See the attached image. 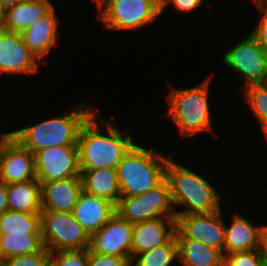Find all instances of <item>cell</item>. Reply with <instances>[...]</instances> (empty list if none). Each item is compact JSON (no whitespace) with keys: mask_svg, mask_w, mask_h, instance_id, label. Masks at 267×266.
Here are the masks:
<instances>
[{"mask_svg":"<svg viewBox=\"0 0 267 266\" xmlns=\"http://www.w3.org/2000/svg\"><path fill=\"white\" fill-rule=\"evenodd\" d=\"M256 9L262 13L258 24L250 32L267 53V0H252Z\"/></svg>","mask_w":267,"mask_h":266,"instance_id":"31","label":"cell"},{"mask_svg":"<svg viewBox=\"0 0 267 266\" xmlns=\"http://www.w3.org/2000/svg\"><path fill=\"white\" fill-rule=\"evenodd\" d=\"M172 156L167 160L166 179L175 215L208 214L221 210L222 194L209 179L172 160ZM178 205L185 209L178 210Z\"/></svg>","mask_w":267,"mask_h":266,"instance_id":"3","label":"cell"},{"mask_svg":"<svg viewBox=\"0 0 267 266\" xmlns=\"http://www.w3.org/2000/svg\"><path fill=\"white\" fill-rule=\"evenodd\" d=\"M41 234L40 214L7 210L0 216V235Z\"/></svg>","mask_w":267,"mask_h":266,"instance_id":"26","label":"cell"},{"mask_svg":"<svg viewBox=\"0 0 267 266\" xmlns=\"http://www.w3.org/2000/svg\"><path fill=\"white\" fill-rule=\"evenodd\" d=\"M9 210L7 202V184L0 181V216Z\"/></svg>","mask_w":267,"mask_h":266,"instance_id":"35","label":"cell"},{"mask_svg":"<svg viewBox=\"0 0 267 266\" xmlns=\"http://www.w3.org/2000/svg\"><path fill=\"white\" fill-rule=\"evenodd\" d=\"M222 209L208 214L176 216L175 238L194 239L219 250L224 256L225 224Z\"/></svg>","mask_w":267,"mask_h":266,"instance_id":"10","label":"cell"},{"mask_svg":"<svg viewBox=\"0 0 267 266\" xmlns=\"http://www.w3.org/2000/svg\"><path fill=\"white\" fill-rule=\"evenodd\" d=\"M7 202L9 210L40 214L41 183L34 179L7 184Z\"/></svg>","mask_w":267,"mask_h":266,"instance_id":"22","label":"cell"},{"mask_svg":"<svg viewBox=\"0 0 267 266\" xmlns=\"http://www.w3.org/2000/svg\"><path fill=\"white\" fill-rule=\"evenodd\" d=\"M36 179L35 157L9 134L0 142V181L15 184Z\"/></svg>","mask_w":267,"mask_h":266,"instance_id":"13","label":"cell"},{"mask_svg":"<svg viewBox=\"0 0 267 266\" xmlns=\"http://www.w3.org/2000/svg\"><path fill=\"white\" fill-rule=\"evenodd\" d=\"M55 5L30 27L20 33L24 44L41 61L56 47L59 36V19Z\"/></svg>","mask_w":267,"mask_h":266,"instance_id":"15","label":"cell"},{"mask_svg":"<svg viewBox=\"0 0 267 266\" xmlns=\"http://www.w3.org/2000/svg\"><path fill=\"white\" fill-rule=\"evenodd\" d=\"M259 251L264 260L265 266H267V225H261Z\"/></svg>","mask_w":267,"mask_h":266,"instance_id":"34","label":"cell"},{"mask_svg":"<svg viewBox=\"0 0 267 266\" xmlns=\"http://www.w3.org/2000/svg\"><path fill=\"white\" fill-rule=\"evenodd\" d=\"M22 1H25V0H0V13L3 10H5V9H7V8L19 3V2H22Z\"/></svg>","mask_w":267,"mask_h":266,"instance_id":"36","label":"cell"},{"mask_svg":"<svg viewBox=\"0 0 267 266\" xmlns=\"http://www.w3.org/2000/svg\"><path fill=\"white\" fill-rule=\"evenodd\" d=\"M46 266H53V265H52L51 262L49 261V263H48Z\"/></svg>","mask_w":267,"mask_h":266,"instance_id":"39","label":"cell"},{"mask_svg":"<svg viewBox=\"0 0 267 266\" xmlns=\"http://www.w3.org/2000/svg\"><path fill=\"white\" fill-rule=\"evenodd\" d=\"M116 212L132 224L159 218H176L168 180L165 178L143 194L121 197Z\"/></svg>","mask_w":267,"mask_h":266,"instance_id":"8","label":"cell"},{"mask_svg":"<svg viewBox=\"0 0 267 266\" xmlns=\"http://www.w3.org/2000/svg\"><path fill=\"white\" fill-rule=\"evenodd\" d=\"M178 260V246L175 233L162 245L136 253L130 262V266H174Z\"/></svg>","mask_w":267,"mask_h":266,"instance_id":"25","label":"cell"},{"mask_svg":"<svg viewBox=\"0 0 267 266\" xmlns=\"http://www.w3.org/2000/svg\"><path fill=\"white\" fill-rule=\"evenodd\" d=\"M84 103L72 106L60 116L34 125L25 124L18 130L8 131V134L33 154L47 147L77 145L81 127L97 111Z\"/></svg>","mask_w":267,"mask_h":266,"instance_id":"2","label":"cell"},{"mask_svg":"<svg viewBox=\"0 0 267 266\" xmlns=\"http://www.w3.org/2000/svg\"><path fill=\"white\" fill-rule=\"evenodd\" d=\"M80 178L85 193L107 199L117 206L121 190L116 169H80Z\"/></svg>","mask_w":267,"mask_h":266,"instance_id":"21","label":"cell"},{"mask_svg":"<svg viewBox=\"0 0 267 266\" xmlns=\"http://www.w3.org/2000/svg\"><path fill=\"white\" fill-rule=\"evenodd\" d=\"M242 88L245 101L254 113L261 133L267 141V88L263 84H251Z\"/></svg>","mask_w":267,"mask_h":266,"instance_id":"27","label":"cell"},{"mask_svg":"<svg viewBox=\"0 0 267 266\" xmlns=\"http://www.w3.org/2000/svg\"><path fill=\"white\" fill-rule=\"evenodd\" d=\"M99 111L87 120L78 135L80 169H116L122 158L137 143L133 141L131 133L124 134L114 121L102 118Z\"/></svg>","mask_w":267,"mask_h":266,"instance_id":"1","label":"cell"},{"mask_svg":"<svg viewBox=\"0 0 267 266\" xmlns=\"http://www.w3.org/2000/svg\"><path fill=\"white\" fill-rule=\"evenodd\" d=\"M210 77L190 88L171 86V92L166 96V114L183 138L214 130L209 105Z\"/></svg>","mask_w":267,"mask_h":266,"instance_id":"4","label":"cell"},{"mask_svg":"<svg viewBox=\"0 0 267 266\" xmlns=\"http://www.w3.org/2000/svg\"><path fill=\"white\" fill-rule=\"evenodd\" d=\"M182 266H223V254L194 239H176Z\"/></svg>","mask_w":267,"mask_h":266,"instance_id":"23","label":"cell"},{"mask_svg":"<svg viewBox=\"0 0 267 266\" xmlns=\"http://www.w3.org/2000/svg\"><path fill=\"white\" fill-rule=\"evenodd\" d=\"M43 246L50 252L89 249L90 235L72 212L41 211Z\"/></svg>","mask_w":267,"mask_h":266,"instance_id":"7","label":"cell"},{"mask_svg":"<svg viewBox=\"0 0 267 266\" xmlns=\"http://www.w3.org/2000/svg\"><path fill=\"white\" fill-rule=\"evenodd\" d=\"M83 192L80 177L41 184L42 211L72 212Z\"/></svg>","mask_w":267,"mask_h":266,"instance_id":"16","label":"cell"},{"mask_svg":"<svg viewBox=\"0 0 267 266\" xmlns=\"http://www.w3.org/2000/svg\"><path fill=\"white\" fill-rule=\"evenodd\" d=\"M116 212V206L109 200L81 193L72 211L75 219L91 236L98 231Z\"/></svg>","mask_w":267,"mask_h":266,"instance_id":"17","label":"cell"},{"mask_svg":"<svg viewBox=\"0 0 267 266\" xmlns=\"http://www.w3.org/2000/svg\"><path fill=\"white\" fill-rule=\"evenodd\" d=\"M132 229L133 224L115 212L108 222L91 235L89 249L94 253L122 257L130 264Z\"/></svg>","mask_w":267,"mask_h":266,"instance_id":"12","label":"cell"},{"mask_svg":"<svg viewBox=\"0 0 267 266\" xmlns=\"http://www.w3.org/2000/svg\"><path fill=\"white\" fill-rule=\"evenodd\" d=\"M223 266H265L259 250L224 255Z\"/></svg>","mask_w":267,"mask_h":266,"instance_id":"30","label":"cell"},{"mask_svg":"<svg viewBox=\"0 0 267 266\" xmlns=\"http://www.w3.org/2000/svg\"><path fill=\"white\" fill-rule=\"evenodd\" d=\"M53 3L50 0H25L0 13V27L21 33L47 13Z\"/></svg>","mask_w":267,"mask_h":266,"instance_id":"19","label":"cell"},{"mask_svg":"<svg viewBox=\"0 0 267 266\" xmlns=\"http://www.w3.org/2000/svg\"><path fill=\"white\" fill-rule=\"evenodd\" d=\"M35 157L36 179L44 182L80 177L78 146H53L37 151Z\"/></svg>","mask_w":267,"mask_h":266,"instance_id":"11","label":"cell"},{"mask_svg":"<svg viewBox=\"0 0 267 266\" xmlns=\"http://www.w3.org/2000/svg\"><path fill=\"white\" fill-rule=\"evenodd\" d=\"M88 266H130L122 257L94 253L89 249Z\"/></svg>","mask_w":267,"mask_h":266,"instance_id":"33","label":"cell"},{"mask_svg":"<svg viewBox=\"0 0 267 266\" xmlns=\"http://www.w3.org/2000/svg\"><path fill=\"white\" fill-rule=\"evenodd\" d=\"M89 249L51 252L53 266H88Z\"/></svg>","mask_w":267,"mask_h":266,"instance_id":"28","label":"cell"},{"mask_svg":"<svg viewBox=\"0 0 267 266\" xmlns=\"http://www.w3.org/2000/svg\"><path fill=\"white\" fill-rule=\"evenodd\" d=\"M41 234L8 233L0 235V262L30 253L43 248Z\"/></svg>","mask_w":267,"mask_h":266,"instance_id":"24","label":"cell"},{"mask_svg":"<svg viewBox=\"0 0 267 266\" xmlns=\"http://www.w3.org/2000/svg\"><path fill=\"white\" fill-rule=\"evenodd\" d=\"M262 84L267 88V75H266V77H265V79H264Z\"/></svg>","mask_w":267,"mask_h":266,"instance_id":"38","label":"cell"},{"mask_svg":"<svg viewBox=\"0 0 267 266\" xmlns=\"http://www.w3.org/2000/svg\"><path fill=\"white\" fill-rule=\"evenodd\" d=\"M223 54L222 61L227 68L244 78L243 87L263 83L267 75V53L251 33Z\"/></svg>","mask_w":267,"mask_h":266,"instance_id":"9","label":"cell"},{"mask_svg":"<svg viewBox=\"0 0 267 266\" xmlns=\"http://www.w3.org/2000/svg\"><path fill=\"white\" fill-rule=\"evenodd\" d=\"M8 132H0V142L7 136Z\"/></svg>","mask_w":267,"mask_h":266,"instance_id":"37","label":"cell"},{"mask_svg":"<svg viewBox=\"0 0 267 266\" xmlns=\"http://www.w3.org/2000/svg\"><path fill=\"white\" fill-rule=\"evenodd\" d=\"M206 4L205 0H160V13L162 16L163 11L169 6L172 5L174 9L181 13H192L196 12L195 10L200 7L202 4Z\"/></svg>","mask_w":267,"mask_h":266,"instance_id":"32","label":"cell"},{"mask_svg":"<svg viewBox=\"0 0 267 266\" xmlns=\"http://www.w3.org/2000/svg\"><path fill=\"white\" fill-rule=\"evenodd\" d=\"M95 5L103 27L111 31L138 30L161 16L160 0H98Z\"/></svg>","mask_w":267,"mask_h":266,"instance_id":"6","label":"cell"},{"mask_svg":"<svg viewBox=\"0 0 267 266\" xmlns=\"http://www.w3.org/2000/svg\"><path fill=\"white\" fill-rule=\"evenodd\" d=\"M51 252L43 247L36 253L6 259L0 262V266H46L50 261Z\"/></svg>","mask_w":267,"mask_h":266,"instance_id":"29","label":"cell"},{"mask_svg":"<svg viewBox=\"0 0 267 266\" xmlns=\"http://www.w3.org/2000/svg\"><path fill=\"white\" fill-rule=\"evenodd\" d=\"M171 155L136 143L116 168L121 197L143 194L159 185L166 178L167 160Z\"/></svg>","mask_w":267,"mask_h":266,"instance_id":"5","label":"cell"},{"mask_svg":"<svg viewBox=\"0 0 267 266\" xmlns=\"http://www.w3.org/2000/svg\"><path fill=\"white\" fill-rule=\"evenodd\" d=\"M40 62L24 44L20 33L0 27V73L6 75L35 74L40 69Z\"/></svg>","mask_w":267,"mask_h":266,"instance_id":"14","label":"cell"},{"mask_svg":"<svg viewBox=\"0 0 267 266\" xmlns=\"http://www.w3.org/2000/svg\"><path fill=\"white\" fill-rule=\"evenodd\" d=\"M176 218H159L133 224L132 257L164 244L175 232Z\"/></svg>","mask_w":267,"mask_h":266,"instance_id":"18","label":"cell"},{"mask_svg":"<svg viewBox=\"0 0 267 266\" xmlns=\"http://www.w3.org/2000/svg\"><path fill=\"white\" fill-rule=\"evenodd\" d=\"M231 219L232 223L225 225L224 255L259 250L261 225L256 226L237 212Z\"/></svg>","mask_w":267,"mask_h":266,"instance_id":"20","label":"cell"}]
</instances>
